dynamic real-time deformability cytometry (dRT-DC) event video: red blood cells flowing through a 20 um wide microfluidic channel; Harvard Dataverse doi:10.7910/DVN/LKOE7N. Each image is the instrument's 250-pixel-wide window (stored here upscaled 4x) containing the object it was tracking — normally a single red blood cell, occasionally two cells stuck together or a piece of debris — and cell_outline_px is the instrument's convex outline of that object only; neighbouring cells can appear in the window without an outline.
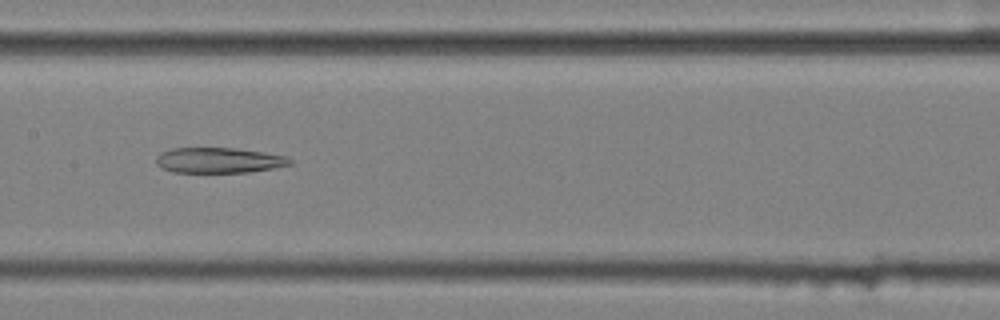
{"species": "common noctule bat (a hibernating species)", "species_latin": "Nyctalus noctula", "temperature_condition": "cold", "stored_images_in_passage": 51, "segment_of_instrument_passage": [2, 2], "camera_frame_rate_fps": 3000, "um_per_image_px": 0.085, "animal": {"sex": "female", "body_mass_g": 25.1}, "frame": {"image": 1, "passage_image": 23, "time_ms": 7.333, "image_size_px": [1000, 320], "cell_outline_px": [[292, 164], [272, 168], [248, 172], [172, 172], [156, 164], [156, 156], [160, 152], [172, 148], [236, 148], [264, 152], [288, 156], [292, 160]], "centroid_in_image_um": [18.61, 13.61], "position_along_channel_um": 188.8, "area_um2": 19.83}}
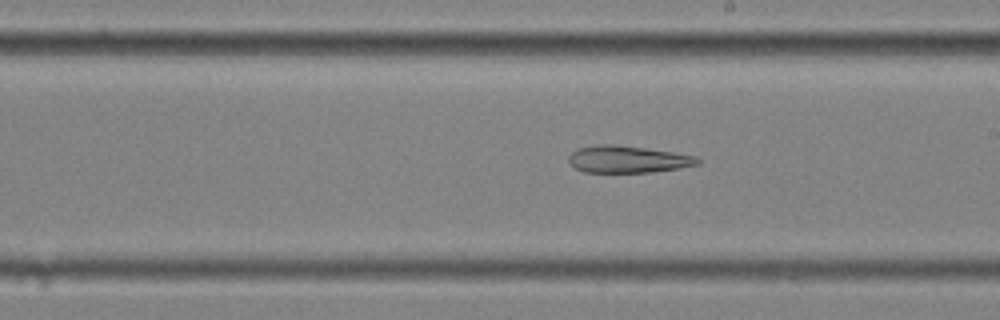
{"frame": {"image": 2, "passage_image": 27, "time_ms": 8.667, "image_size_px": [1000, 320], "cell_outline_px": [[700, 164], [680, 168], [652, 172], [584, 172], [576, 168], [568, 160], [568, 156], [572, 152], [580, 148], [604, 144], [612, 144], [644, 148], [672, 152], [696, 156], [700, 160]], "centroid_in_image_um": [53.39, 13.55], "position_along_channel_um": 235.6, "area_um2": 20.06}}
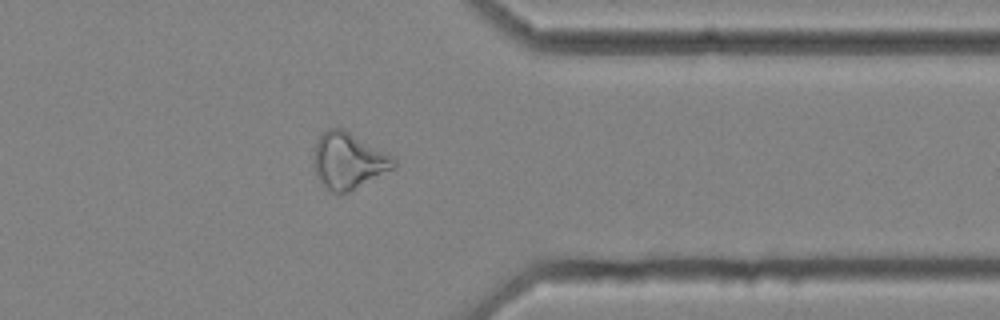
{"frame": {"image": 3, "passage_image": 40, "time_ms": 13.0, "image_size_px": [1000, 320], "cell_outline_px": [[396, 164], [392, 168], [348, 192], [332, 192], [324, 188], [316, 176], [312, 160], [316, 140], [328, 128], [344, 128], [396, 156]], "centroid_in_image_um": [29.59, 13.63], "position_along_channel_um": 381.8, "area_um2": 26.47}}